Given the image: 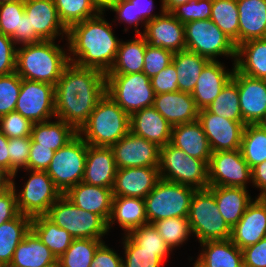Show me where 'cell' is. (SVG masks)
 Segmentation results:
<instances>
[{"label":"cell","mask_w":266,"mask_h":267,"mask_svg":"<svg viewBox=\"0 0 266 267\" xmlns=\"http://www.w3.org/2000/svg\"><path fill=\"white\" fill-rule=\"evenodd\" d=\"M240 151L251 169L266 161V132L257 124L245 125Z\"/></svg>","instance_id":"f35d334b"},{"label":"cell","mask_w":266,"mask_h":267,"mask_svg":"<svg viewBox=\"0 0 266 267\" xmlns=\"http://www.w3.org/2000/svg\"><path fill=\"white\" fill-rule=\"evenodd\" d=\"M116 221V222H115ZM118 223L127 235L132 230L148 223L143 198L113 196L111 214L107 221L108 231Z\"/></svg>","instance_id":"f1b7e54d"},{"label":"cell","mask_w":266,"mask_h":267,"mask_svg":"<svg viewBox=\"0 0 266 267\" xmlns=\"http://www.w3.org/2000/svg\"><path fill=\"white\" fill-rule=\"evenodd\" d=\"M129 131L130 116L105 94L78 134L88 145L111 147Z\"/></svg>","instance_id":"277c9868"},{"label":"cell","mask_w":266,"mask_h":267,"mask_svg":"<svg viewBox=\"0 0 266 267\" xmlns=\"http://www.w3.org/2000/svg\"><path fill=\"white\" fill-rule=\"evenodd\" d=\"M55 86L22 79L15 110L33 123L55 118Z\"/></svg>","instance_id":"4fadbf2b"},{"label":"cell","mask_w":266,"mask_h":267,"mask_svg":"<svg viewBox=\"0 0 266 267\" xmlns=\"http://www.w3.org/2000/svg\"><path fill=\"white\" fill-rule=\"evenodd\" d=\"M46 216L74 239L103 240L109 232L107 222L100 215L75 206L64 195L50 207Z\"/></svg>","instance_id":"ba28073f"},{"label":"cell","mask_w":266,"mask_h":267,"mask_svg":"<svg viewBox=\"0 0 266 267\" xmlns=\"http://www.w3.org/2000/svg\"><path fill=\"white\" fill-rule=\"evenodd\" d=\"M266 237V198H255L231 229V241L239 248L256 244Z\"/></svg>","instance_id":"d6986e66"},{"label":"cell","mask_w":266,"mask_h":267,"mask_svg":"<svg viewBox=\"0 0 266 267\" xmlns=\"http://www.w3.org/2000/svg\"><path fill=\"white\" fill-rule=\"evenodd\" d=\"M12 176L0 166V184H11Z\"/></svg>","instance_id":"89a4df30"},{"label":"cell","mask_w":266,"mask_h":267,"mask_svg":"<svg viewBox=\"0 0 266 267\" xmlns=\"http://www.w3.org/2000/svg\"><path fill=\"white\" fill-rule=\"evenodd\" d=\"M196 190L194 187L160 178L144 198L148 223L171 217H188L191 199Z\"/></svg>","instance_id":"8992f818"},{"label":"cell","mask_w":266,"mask_h":267,"mask_svg":"<svg viewBox=\"0 0 266 267\" xmlns=\"http://www.w3.org/2000/svg\"><path fill=\"white\" fill-rule=\"evenodd\" d=\"M208 189L214 194L218 209L231 229L238 223L247 206L254 200L247 188L215 186L208 187Z\"/></svg>","instance_id":"4dcf8cb0"},{"label":"cell","mask_w":266,"mask_h":267,"mask_svg":"<svg viewBox=\"0 0 266 267\" xmlns=\"http://www.w3.org/2000/svg\"><path fill=\"white\" fill-rule=\"evenodd\" d=\"M64 196L75 206L100 215L106 222L109 220L113 199L111 188L80 182L70 188Z\"/></svg>","instance_id":"484cf974"},{"label":"cell","mask_w":266,"mask_h":267,"mask_svg":"<svg viewBox=\"0 0 266 267\" xmlns=\"http://www.w3.org/2000/svg\"><path fill=\"white\" fill-rule=\"evenodd\" d=\"M9 139L0 131V166L10 174Z\"/></svg>","instance_id":"03108f58"},{"label":"cell","mask_w":266,"mask_h":267,"mask_svg":"<svg viewBox=\"0 0 266 267\" xmlns=\"http://www.w3.org/2000/svg\"><path fill=\"white\" fill-rule=\"evenodd\" d=\"M161 8L165 12H172L179 5L188 3L190 0H161Z\"/></svg>","instance_id":"003e7915"},{"label":"cell","mask_w":266,"mask_h":267,"mask_svg":"<svg viewBox=\"0 0 266 267\" xmlns=\"http://www.w3.org/2000/svg\"><path fill=\"white\" fill-rule=\"evenodd\" d=\"M110 11L115 12L116 20L112 22L118 21L119 23L129 24L130 26H134V31L136 34H142V31L138 29L139 23H141V27L143 22L138 18L135 17V10L134 5L131 3L130 0H120L117 4L113 5Z\"/></svg>","instance_id":"6f0895ef"},{"label":"cell","mask_w":266,"mask_h":267,"mask_svg":"<svg viewBox=\"0 0 266 267\" xmlns=\"http://www.w3.org/2000/svg\"><path fill=\"white\" fill-rule=\"evenodd\" d=\"M24 8L31 29H34L42 40H56L59 36L62 39L65 36L66 40L67 29L58 17L53 0H26Z\"/></svg>","instance_id":"44dd1931"},{"label":"cell","mask_w":266,"mask_h":267,"mask_svg":"<svg viewBox=\"0 0 266 267\" xmlns=\"http://www.w3.org/2000/svg\"><path fill=\"white\" fill-rule=\"evenodd\" d=\"M32 218L19 213L0 225V265H10L13 254L31 229Z\"/></svg>","instance_id":"74e56055"},{"label":"cell","mask_w":266,"mask_h":267,"mask_svg":"<svg viewBox=\"0 0 266 267\" xmlns=\"http://www.w3.org/2000/svg\"><path fill=\"white\" fill-rule=\"evenodd\" d=\"M234 69L235 63H233L232 70H226L224 63L219 62V60H210L205 65L191 93L199 110L206 109L214 101L222 88L232 78Z\"/></svg>","instance_id":"7402d4cb"},{"label":"cell","mask_w":266,"mask_h":267,"mask_svg":"<svg viewBox=\"0 0 266 267\" xmlns=\"http://www.w3.org/2000/svg\"><path fill=\"white\" fill-rule=\"evenodd\" d=\"M252 185L259 189L257 198H266V161L257 164L251 169Z\"/></svg>","instance_id":"e7e4bbea"},{"label":"cell","mask_w":266,"mask_h":267,"mask_svg":"<svg viewBox=\"0 0 266 267\" xmlns=\"http://www.w3.org/2000/svg\"><path fill=\"white\" fill-rule=\"evenodd\" d=\"M33 122L13 111L0 117V131L8 138L31 137Z\"/></svg>","instance_id":"f907efd6"},{"label":"cell","mask_w":266,"mask_h":267,"mask_svg":"<svg viewBox=\"0 0 266 267\" xmlns=\"http://www.w3.org/2000/svg\"><path fill=\"white\" fill-rule=\"evenodd\" d=\"M198 121L208 139L212 153L240 149L243 121L220 117L206 109L199 110Z\"/></svg>","instance_id":"2e32d148"},{"label":"cell","mask_w":266,"mask_h":267,"mask_svg":"<svg viewBox=\"0 0 266 267\" xmlns=\"http://www.w3.org/2000/svg\"><path fill=\"white\" fill-rule=\"evenodd\" d=\"M170 143L189 156L209 163L212 150L198 120L172 126Z\"/></svg>","instance_id":"4316f807"},{"label":"cell","mask_w":266,"mask_h":267,"mask_svg":"<svg viewBox=\"0 0 266 267\" xmlns=\"http://www.w3.org/2000/svg\"><path fill=\"white\" fill-rule=\"evenodd\" d=\"M130 131L159 147L171 142L172 126L153 106L130 115Z\"/></svg>","instance_id":"d4e9b609"},{"label":"cell","mask_w":266,"mask_h":267,"mask_svg":"<svg viewBox=\"0 0 266 267\" xmlns=\"http://www.w3.org/2000/svg\"><path fill=\"white\" fill-rule=\"evenodd\" d=\"M159 175L161 179L195 189L209 187L208 164L189 156L171 143L160 147Z\"/></svg>","instance_id":"52a82bcc"},{"label":"cell","mask_w":266,"mask_h":267,"mask_svg":"<svg viewBox=\"0 0 266 267\" xmlns=\"http://www.w3.org/2000/svg\"><path fill=\"white\" fill-rule=\"evenodd\" d=\"M21 85L22 78L16 72L0 76V117L15 110Z\"/></svg>","instance_id":"7dc6e473"},{"label":"cell","mask_w":266,"mask_h":267,"mask_svg":"<svg viewBox=\"0 0 266 267\" xmlns=\"http://www.w3.org/2000/svg\"><path fill=\"white\" fill-rule=\"evenodd\" d=\"M54 152L49 147L38 146L32 140L28 158V170L46 171L51 163Z\"/></svg>","instance_id":"9f6ffc18"},{"label":"cell","mask_w":266,"mask_h":267,"mask_svg":"<svg viewBox=\"0 0 266 267\" xmlns=\"http://www.w3.org/2000/svg\"><path fill=\"white\" fill-rule=\"evenodd\" d=\"M209 61L208 58L186 49L174 53L172 63L177 71L179 91L191 94L202 69Z\"/></svg>","instance_id":"d590c367"},{"label":"cell","mask_w":266,"mask_h":267,"mask_svg":"<svg viewBox=\"0 0 266 267\" xmlns=\"http://www.w3.org/2000/svg\"><path fill=\"white\" fill-rule=\"evenodd\" d=\"M15 45H26L41 42L42 39L36 34L34 29H31V23L29 18L24 13L20 18L19 31L11 36Z\"/></svg>","instance_id":"94428289"},{"label":"cell","mask_w":266,"mask_h":267,"mask_svg":"<svg viewBox=\"0 0 266 267\" xmlns=\"http://www.w3.org/2000/svg\"><path fill=\"white\" fill-rule=\"evenodd\" d=\"M188 221L198 242L231 238V228L222 217L214 194L208 189H197L191 199Z\"/></svg>","instance_id":"5b68a950"},{"label":"cell","mask_w":266,"mask_h":267,"mask_svg":"<svg viewBox=\"0 0 266 267\" xmlns=\"http://www.w3.org/2000/svg\"><path fill=\"white\" fill-rule=\"evenodd\" d=\"M18 214L16 194L14 188L11 186L0 197V225L15 218Z\"/></svg>","instance_id":"6125c7cd"},{"label":"cell","mask_w":266,"mask_h":267,"mask_svg":"<svg viewBox=\"0 0 266 267\" xmlns=\"http://www.w3.org/2000/svg\"><path fill=\"white\" fill-rule=\"evenodd\" d=\"M104 16V12H100L71 26L67 30L66 44L70 63L107 74L115 61L121 39L115 36L112 23Z\"/></svg>","instance_id":"7a4b0ae2"},{"label":"cell","mask_w":266,"mask_h":267,"mask_svg":"<svg viewBox=\"0 0 266 267\" xmlns=\"http://www.w3.org/2000/svg\"><path fill=\"white\" fill-rule=\"evenodd\" d=\"M208 112L234 121H243L239 104L237 82L231 78L214 101L206 107Z\"/></svg>","instance_id":"60d3db41"},{"label":"cell","mask_w":266,"mask_h":267,"mask_svg":"<svg viewBox=\"0 0 266 267\" xmlns=\"http://www.w3.org/2000/svg\"><path fill=\"white\" fill-rule=\"evenodd\" d=\"M126 42L120 41L115 61L107 74H132L143 72L146 39L142 34Z\"/></svg>","instance_id":"836d02e7"},{"label":"cell","mask_w":266,"mask_h":267,"mask_svg":"<svg viewBox=\"0 0 266 267\" xmlns=\"http://www.w3.org/2000/svg\"><path fill=\"white\" fill-rule=\"evenodd\" d=\"M210 20L238 46L239 11L236 0H213Z\"/></svg>","instance_id":"ab89813d"},{"label":"cell","mask_w":266,"mask_h":267,"mask_svg":"<svg viewBox=\"0 0 266 267\" xmlns=\"http://www.w3.org/2000/svg\"><path fill=\"white\" fill-rule=\"evenodd\" d=\"M239 11L238 45L266 38V0H236Z\"/></svg>","instance_id":"83f0119b"},{"label":"cell","mask_w":266,"mask_h":267,"mask_svg":"<svg viewBox=\"0 0 266 267\" xmlns=\"http://www.w3.org/2000/svg\"><path fill=\"white\" fill-rule=\"evenodd\" d=\"M127 236L142 250L158 251V256L165 262L173 252L166 244L153 223H146L132 230Z\"/></svg>","instance_id":"f6af8a7d"},{"label":"cell","mask_w":266,"mask_h":267,"mask_svg":"<svg viewBox=\"0 0 266 267\" xmlns=\"http://www.w3.org/2000/svg\"><path fill=\"white\" fill-rule=\"evenodd\" d=\"M177 71L171 62L157 75L150 78L155 95L179 91L177 84Z\"/></svg>","instance_id":"db71d44e"},{"label":"cell","mask_w":266,"mask_h":267,"mask_svg":"<svg viewBox=\"0 0 266 267\" xmlns=\"http://www.w3.org/2000/svg\"><path fill=\"white\" fill-rule=\"evenodd\" d=\"M104 240L73 239L70 247L58 258L59 267H90L94 253Z\"/></svg>","instance_id":"7bdbcfd3"},{"label":"cell","mask_w":266,"mask_h":267,"mask_svg":"<svg viewBox=\"0 0 266 267\" xmlns=\"http://www.w3.org/2000/svg\"><path fill=\"white\" fill-rule=\"evenodd\" d=\"M160 179L159 167L117 169L113 196L145 198Z\"/></svg>","instance_id":"ffe728a7"},{"label":"cell","mask_w":266,"mask_h":267,"mask_svg":"<svg viewBox=\"0 0 266 267\" xmlns=\"http://www.w3.org/2000/svg\"><path fill=\"white\" fill-rule=\"evenodd\" d=\"M68 47L56 44L55 40L18 46L16 49V73L32 81L56 85L65 67L70 63Z\"/></svg>","instance_id":"3957f363"},{"label":"cell","mask_w":266,"mask_h":267,"mask_svg":"<svg viewBox=\"0 0 266 267\" xmlns=\"http://www.w3.org/2000/svg\"><path fill=\"white\" fill-rule=\"evenodd\" d=\"M106 94L129 116L153 106L155 97L150 78L143 72L106 74Z\"/></svg>","instance_id":"9c48e42d"},{"label":"cell","mask_w":266,"mask_h":267,"mask_svg":"<svg viewBox=\"0 0 266 267\" xmlns=\"http://www.w3.org/2000/svg\"><path fill=\"white\" fill-rule=\"evenodd\" d=\"M213 0H190L179 5L171 13L183 24L194 20L210 19Z\"/></svg>","instance_id":"c3c4849f"},{"label":"cell","mask_w":266,"mask_h":267,"mask_svg":"<svg viewBox=\"0 0 266 267\" xmlns=\"http://www.w3.org/2000/svg\"><path fill=\"white\" fill-rule=\"evenodd\" d=\"M11 187V184H0V197Z\"/></svg>","instance_id":"8c879c8a"},{"label":"cell","mask_w":266,"mask_h":267,"mask_svg":"<svg viewBox=\"0 0 266 267\" xmlns=\"http://www.w3.org/2000/svg\"><path fill=\"white\" fill-rule=\"evenodd\" d=\"M120 0H92L93 4L100 12L109 10L113 5L117 4Z\"/></svg>","instance_id":"a7ac6f4b"},{"label":"cell","mask_w":266,"mask_h":267,"mask_svg":"<svg viewBox=\"0 0 266 267\" xmlns=\"http://www.w3.org/2000/svg\"><path fill=\"white\" fill-rule=\"evenodd\" d=\"M193 267H203L197 260H195Z\"/></svg>","instance_id":"34e18365"},{"label":"cell","mask_w":266,"mask_h":267,"mask_svg":"<svg viewBox=\"0 0 266 267\" xmlns=\"http://www.w3.org/2000/svg\"><path fill=\"white\" fill-rule=\"evenodd\" d=\"M26 0H0L1 3H9V2H25Z\"/></svg>","instance_id":"753ad0ef"},{"label":"cell","mask_w":266,"mask_h":267,"mask_svg":"<svg viewBox=\"0 0 266 267\" xmlns=\"http://www.w3.org/2000/svg\"><path fill=\"white\" fill-rule=\"evenodd\" d=\"M197 261L203 267H244L243 252L231 239L208 240L200 243Z\"/></svg>","instance_id":"1f68e13d"},{"label":"cell","mask_w":266,"mask_h":267,"mask_svg":"<svg viewBox=\"0 0 266 267\" xmlns=\"http://www.w3.org/2000/svg\"><path fill=\"white\" fill-rule=\"evenodd\" d=\"M142 35L148 45L154 48H163L173 53L185 50L184 24L171 12L162 8L159 15L145 24Z\"/></svg>","instance_id":"e0dca14e"},{"label":"cell","mask_w":266,"mask_h":267,"mask_svg":"<svg viewBox=\"0 0 266 267\" xmlns=\"http://www.w3.org/2000/svg\"><path fill=\"white\" fill-rule=\"evenodd\" d=\"M105 94V73L69 63L55 85V117L78 132Z\"/></svg>","instance_id":"6da1fadb"},{"label":"cell","mask_w":266,"mask_h":267,"mask_svg":"<svg viewBox=\"0 0 266 267\" xmlns=\"http://www.w3.org/2000/svg\"><path fill=\"white\" fill-rule=\"evenodd\" d=\"M16 49L11 37L0 32V76L16 71Z\"/></svg>","instance_id":"11a10c76"},{"label":"cell","mask_w":266,"mask_h":267,"mask_svg":"<svg viewBox=\"0 0 266 267\" xmlns=\"http://www.w3.org/2000/svg\"><path fill=\"white\" fill-rule=\"evenodd\" d=\"M25 13L24 2L0 4V32L11 37L19 31L20 18Z\"/></svg>","instance_id":"816d5d0a"},{"label":"cell","mask_w":266,"mask_h":267,"mask_svg":"<svg viewBox=\"0 0 266 267\" xmlns=\"http://www.w3.org/2000/svg\"><path fill=\"white\" fill-rule=\"evenodd\" d=\"M29 178L24 187L16 190L15 178H11V186L16 194L19 213L31 218L46 215L50 207L63 195L56 187L46 171L28 170Z\"/></svg>","instance_id":"7c38bea8"},{"label":"cell","mask_w":266,"mask_h":267,"mask_svg":"<svg viewBox=\"0 0 266 267\" xmlns=\"http://www.w3.org/2000/svg\"><path fill=\"white\" fill-rule=\"evenodd\" d=\"M134 5L135 17H138L143 22V28L147 21L152 20L157 14L153 13V0H130Z\"/></svg>","instance_id":"be15d7a7"},{"label":"cell","mask_w":266,"mask_h":267,"mask_svg":"<svg viewBox=\"0 0 266 267\" xmlns=\"http://www.w3.org/2000/svg\"><path fill=\"white\" fill-rule=\"evenodd\" d=\"M31 230L52 251L57 259L70 247L74 239L69 232L57 226L46 215L33 217Z\"/></svg>","instance_id":"8d00e7d4"},{"label":"cell","mask_w":266,"mask_h":267,"mask_svg":"<svg viewBox=\"0 0 266 267\" xmlns=\"http://www.w3.org/2000/svg\"><path fill=\"white\" fill-rule=\"evenodd\" d=\"M31 137L12 138L8 141L10 157V175L16 178L18 170L28 169Z\"/></svg>","instance_id":"681fc988"},{"label":"cell","mask_w":266,"mask_h":267,"mask_svg":"<svg viewBox=\"0 0 266 267\" xmlns=\"http://www.w3.org/2000/svg\"><path fill=\"white\" fill-rule=\"evenodd\" d=\"M34 123L31 132V139L38 144V146L49 147L53 151H57L61 147L70 142L78 132L64 120L55 118Z\"/></svg>","instance_id":"e575fe53"},{"label":"cell","mask_w":266,"mask_h":267,"mask_svg":"<svg viewBox=\"0 0 266 267\" xmlns=\"http://www.w3.org/2000/svg\"><path fill=\"white\" fill-rule=\"evenodd\" d=\"M124 258L122 267H163L164 261L158 256V251L142 250L127 235L122 242Z\"/></svg>","instance_id":"bcb514c9"},{"label":"cell","mask_w":266,"mask_h":267,"mask_svg":"<svg viewBox=\"0 0 266 267\" xmlns=\"http://www.w3.org/2000/svg\"><path fill=\"white\" fill-rule=\"evenodd\" d=\"M173 55L174 53L170 50L154 48L147 44L144 55L143 73L149 78H152L172 62Z\"/></svg>","instance_id":"f5cc1de1"},{"label":"cell","mask_w":266,"mask_h":267,"mask_svg":"<svg viewBox=\"0 0 266 267\" xmlns=\"http://www.w3.org/2000/svg\"><path fill=\"white\" fill-rule=\"evenodd\" d=\"M259 127H261L266 132V113L262 117V119L257 123Z\"/></svg>","instance_id":"2644e50d"},{"label":"cell","mask_w":266,"mask_h":267,"mask_svg":"<svg viewBox=\"0 0 266 267\" xmlns=\"http://www.w3.org/2000/svg\"><path fill=\"white\" fill-rule=\"evenodd\" d=\"M87 149L88 144L77 134L65 146L54 152L46 172L63 195L74 185L82 182Z\"/></svg>","instance_id":"8fae6325"},{"label":"cell","mask_w":266,"mask_h":267,"mask_svg":"<svg viewBox=\"0 0 266 267\" xmlns=\"http://www.w3.org/2000/svg\"><path fill=\"white\" fill-rule=\"evenodd\" d=\"M209 187L227 186L247 188L252 171L240 149L212 153L208 163Z\"/></svg>","instance_id":"5bb4252c"},{"label":"cell","mask_w":266,"mask_h":267,"mask_svg":"<svg viewBox=\"0 0 266 267\" xmlns=\"http://www.w3.org/2000/svg\"><path fill=\"white\" fill-rule=\"evenodd\" d=\"M160 236L173 251L193 235L187 217H171L153 223Z\"/></svg>","instance_id":"ee69618b"},{"label":"cell","mask_w":266,"mask_h":267,"mask_svg":"<svg viewBox=\"0 0 266 267\" xmlns=\"http://www.w3.org/2000/svg\"><path fill=\"white\" fill-rule=\"evenodd\" d=\"M122 258L104 241L95 251L90 267H122Z\"/></svg>","instance_id":"91938a15"},{"label":"cell","mask_w":266,"mask_h":267,"mask_svg":"<svg viewBox=\"0 0 266 267\" xmlns=\"http://www.w3.org/2000/svg\"><path fill=\"white\" fill-rule=\"evenodd\" d=\"M244 267H266V237L242 249Z\"/></svg>","instance_id":"680465c9"},{"label":"cell","mask_w":266,"mask_h":267,"mask_svg":"<svg viewBox=\"0 0 266 267\" xmlns=\"http://www.w3.org/2000/svg\"><path fill=\"white\" fill-rule=\"evenodd\" d=\"M118 169L130 167H159L160 147L129 131L111 146Z\"/></svg>","instance_id":"9a60e30c"},{"label":"cell","mask_w":266,"mask_h":267,"mask_svg":"<svg viewBox=\"0 0 266 267\" xmlns=\"http://www.w3.org/2000/svg\"><path fill=\"white\" fill-rule=\"evenodd\" d=\"M0 267H12L11 265H0Z\"/></svg>","instance_id":"11e5206c"},{"label":"cell","mask_w":266,"mask_h":267,"mask_svg":"<svg viewBox=\"0 0 266 267\" xmlns=\"http://www.w3.org/2000/svg\"><path fill=\"white\" fill-rule=\"evenodd\" d=\"M60 21L68 30L74 24L100 13L92 0H53Z\"/></svg>","instance_id":"b9f144b4"},{"label":"cell","mask_w":266,"mask_h":267,"mask_svg":"<svg viewBox=\"0 0 266 267\" xmlns=\"http://www.w3.org/2000/svg\"><path fill=\"white\" fill-rule=\"evenodd\" d=\"M232 78L238 86L243 123L257 124L266 113V79L247 76L236 68Z\"/></svg>","instance_id":"ac0fdd59"},{"label":"cell","mask_w":266,"mask_h":267,"mask_svg":"<svg viewBox=\"0 0 266 267\" xmlns=\"http://www.w3.org/2000/svg\"><path fill=\"white\" fill-rule=\"evenodd\" d=\"M10 265L12 267L58 266V259L30 229L17 246Z\"/></svg>","instance_id":"f546056e"},{"label":"cell","mask_w":266,"mask_h":267,"mask_svg":"<svg viewBox=\"0 0 266 267\" xmlns=\"http://www.w3.org/2000/svg\"><path fill=\"white\" fill-rule=\"evenodd\" d=\"M235 68L247 76L266 79V38L239 44L236 48Z\"/></svg>","instance_id":"d6a6232c"},{"label":"cell","mask_w":266,"mask_h":267,"mask_svg":"<svg viewBox=\"0 0 266 267\" xmlns=\"http://www.w3.org/2000/svg\"><path fill=\"white\" fill-rule=\"evenodd\" d=\"M153 107L171 126L198 120L199 109L190 93L176 91L155 95Z\"/></svg>","instance_id":"cb8c5ba5"},{"label":"cell","mask_w":266,"mask_h":267,"mask_svg":"<svg viewBox=\"0 0 266 267\" xmlns=\"http://www.w3.org/2000/svg\"><path fill=\"white\" fill-rule=\"evenodd\" d=\"M117 169L111 147L88 145L82 182L113 189Z\"/></svg>","instance_id":"603a6c76"},{"label":"cell","mask_w":266,"mask_h":267,"mask_svg":"<svg viewBox=\"0 0 266 267\" xmlns=\"http://www.w3.org/2000/svg\"><path fill=\"white\" fill-rule=\"evenodd\" d=\"M186 50L195 52L211 61L219 56L231 57L235 63L234 42L210 19L194 20L184 24ZM218 56V57H217Z\"/></svg>","instance_id":"30bf717a"}]
</instances>
